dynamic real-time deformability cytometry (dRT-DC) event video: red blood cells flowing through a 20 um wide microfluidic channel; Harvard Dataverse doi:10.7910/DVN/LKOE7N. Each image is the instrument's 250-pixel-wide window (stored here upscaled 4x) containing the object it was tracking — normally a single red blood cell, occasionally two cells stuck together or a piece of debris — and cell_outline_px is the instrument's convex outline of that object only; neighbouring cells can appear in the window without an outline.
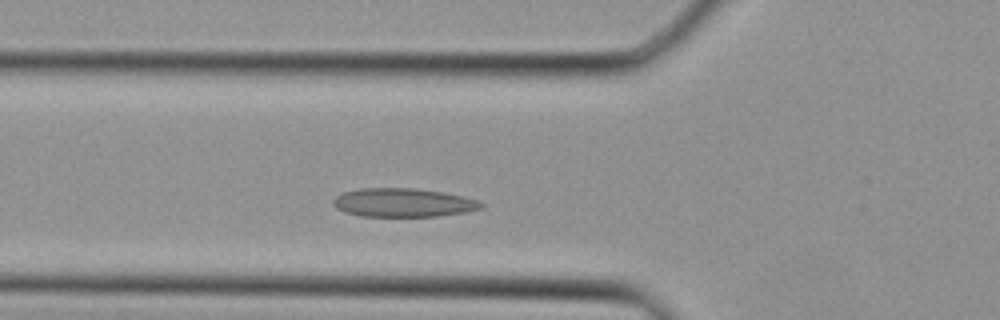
{"species": "Egyptian fruit bat (a non-hibernating species)", "species_latin": "Rousettus aegyptiacus", "temperature_condition": "cold", "stored_images_in_passage": 26, "camera_frame_rate_fps": 3000, "um_per_image_px": 0.085, "animal": {"sex": "female"}, "frame": {"image": 1, "passage_image": 5, "time_ms": 1.333, "image_size_px": [1000, 320], "cell_outline_px": [[484, 208], [464, 212], [440, 216], [360, 216], [344, 212], [336, 208], [332, 204], [332, 200], [336, 196], [344, 192], [360, 188], [416, 188], [444, 192], [476, 200], [484, 204]], "centroid_in_image_um": [34.24, 17.22], "position_along_channel_um": 91.6, "area_um2": 24.74}}
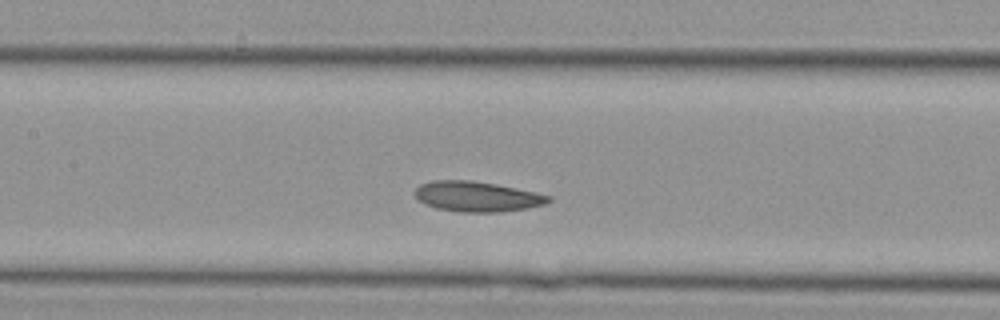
{"frame": {"image": 2, "passage_image": 9, "time_ms": 2.667, "image_size_px": [1000, 320], "cell_outline_px": [[552, 200], [544, 204], [524, 208], [500, 212], [460, 212], [436, 208], [424, 204], [412, 192], [420, 184], [432, 180], [472, 180], [496, 184], [536, 192], [552, 196]], "centroid_in_image_um": [40.52, 16.69], "position_along_channel_um": 166.9, "area_um2": 23.58}}
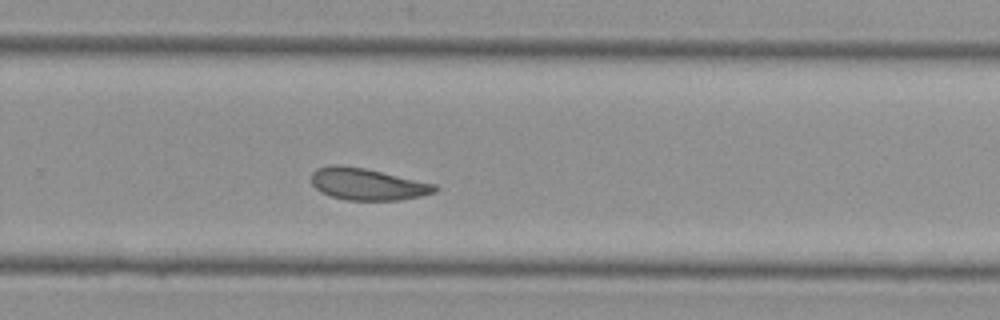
{"frame": {"image": 3, "passage_image": 16, "time_ms": 5.0, "image_size_px": [1000, 320], "cell_outline_px": [[440, 188], [436, 192], [420, 196], [400, 200], [344, 200], [320, 192], [312, 184], [312, 172], [316, 168], [332, 164], [340, 164], [364, 168], [436, 184]], "centroid_in_image_um": [31.22, 15.65], "position_along_channel_um": 298.6, "area_um2": 23.0}}